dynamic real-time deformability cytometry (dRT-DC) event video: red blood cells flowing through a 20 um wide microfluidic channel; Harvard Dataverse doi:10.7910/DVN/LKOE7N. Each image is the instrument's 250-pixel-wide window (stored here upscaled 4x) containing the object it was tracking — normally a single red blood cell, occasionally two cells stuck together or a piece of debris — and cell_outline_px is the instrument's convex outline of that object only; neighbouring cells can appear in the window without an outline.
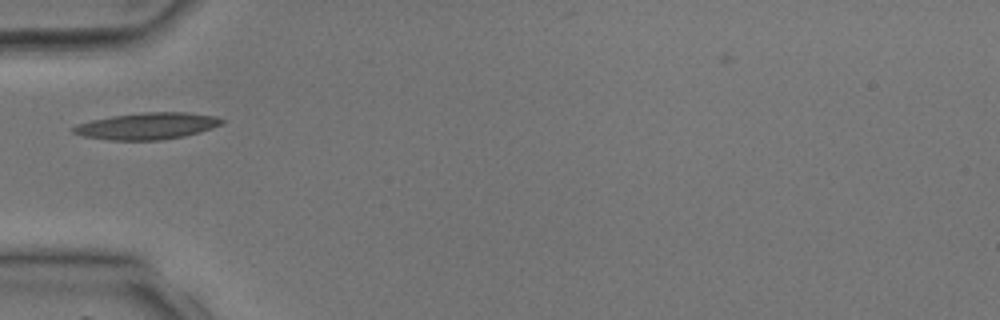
{"species": "common noctule bat (a hibernating species)", "species_latin": "Nyctalus noctula", "temperature_condition": "room temperature", "stored_images_in_passage": 2, "camera_frame_rate_fps": 3000, "um_per_image_px": 0.085, "animal": {"sex": "male", "body_mass_g": 17.9, "forearm_length_mm": 54.2}, "frame": {"image": 1, "passage_image": 2, "time_ms": 1.667, "image_size_px": [1000, 320], "cell_outline_px": [[224, 124], [200, 132], [184, 136], [160, 140], [108, 140], [84, 136], [72, 132], [72, 128], [76, 124], [92, 120], [112, 116], [144, 112], [188, 112], [216, 116], [224, 120]], "centroid_in_image_um": [12.53, 10.71], "position_along_channel_um": 72.5, "area_um2": 23.12}}